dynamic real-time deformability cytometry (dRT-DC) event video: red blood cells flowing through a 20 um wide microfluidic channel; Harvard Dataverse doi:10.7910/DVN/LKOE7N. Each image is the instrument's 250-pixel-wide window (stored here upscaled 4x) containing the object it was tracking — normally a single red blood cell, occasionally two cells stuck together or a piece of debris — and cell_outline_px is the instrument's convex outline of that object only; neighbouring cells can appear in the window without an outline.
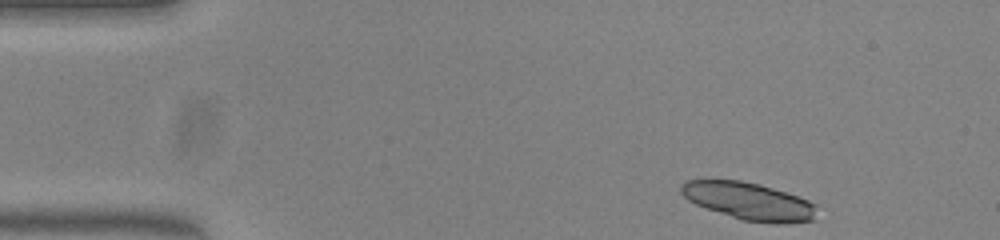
{"species": "common noctule bat (a hibernating species)", "species_latin": "Nyctalus noctula", "temperature_condition": "warm", "stored_images_in_passage": 34, "camera_frame_rate_fps": 3000, "um_per_image_px": 0.085, "animal": {"sex": "female", "body_mass_g": 23.0, "forearm_length_mm": 53.4}, "frame": {"image": 1, "passage_image": 1, "time_ms": 0.0, "image_size_px": [1000, 240], "cell_outline_px": [[816, 204], [812, 220], [784, 224], [776, 224], [744, 220], [696, 204], [688, 200], [680, 192], [680, 188], [688, 180], [740, 180], [760, 184], [808, 200]], "centroid_in_image_um": [63.66, 17.1], "position_along_channel_um": 21.3, "area_um2": 29.02}}
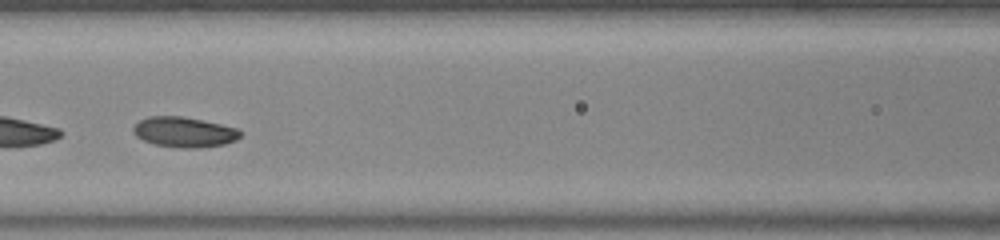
{"frame": {"image": 2, "passage_image": 18, "time_ms": 5.667, "image_size_px": [1000, 240], "cell_outline_px": [[240, 136], [236, 140], [224, 144], [200, 148], [180, 148], [156, 144], [144, 140], [136, 136], [132, 132], [132, 128], [140, 120], [148, 116], [180, 116], [220, 124], [236, 128], [240, 132]], "centroid_in_image_um": [15.63, 11.23], "position_along_channel_um": 151.0, "area_um2": 18.67}}
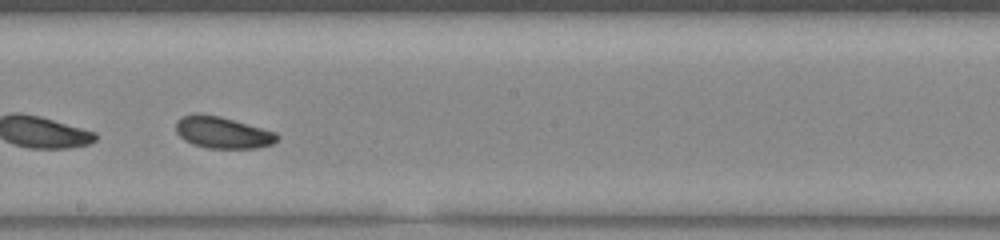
{"frame": {"image": 3, "passage_image": 24, "time_ms": 7.667, "image_size_px": [1000, 240], "cell_outline_px": [[280, 136], [272, 144], [256, 148], [208, 148], [192, 144], [184, 140], [176, 132], [176, 120], [184, 116], [196, 112], [220, 116], [276, 132]], "centroid_in_image_um": [18.9, 11.25], "position_along_channel_um": 229.3, "area_um2": 18.73}}